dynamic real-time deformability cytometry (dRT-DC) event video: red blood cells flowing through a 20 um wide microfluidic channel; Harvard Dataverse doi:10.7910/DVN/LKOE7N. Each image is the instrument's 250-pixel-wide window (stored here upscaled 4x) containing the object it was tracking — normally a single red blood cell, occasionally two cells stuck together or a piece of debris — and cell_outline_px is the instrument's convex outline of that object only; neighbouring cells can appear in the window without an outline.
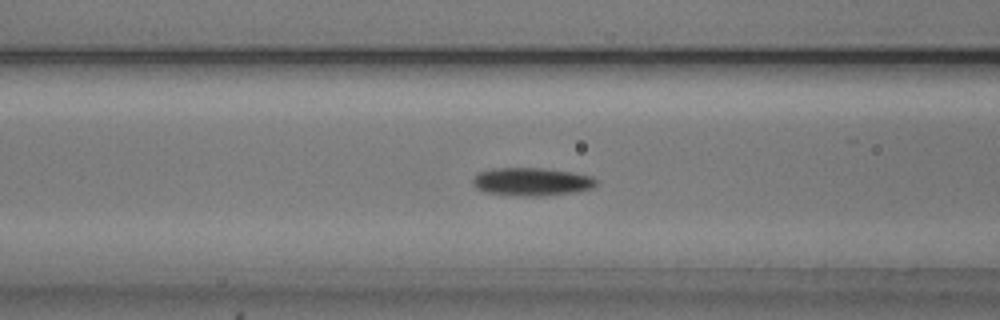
{"species": "common noctule bat (a hibernating species)", "species_latin": "Nyctalus noctula", "temperature_condition": "cold", "stored_images_in_passage": 53, "camera_frame_rate_fps": 3000, "um_per_image_px": 0.085, "animal": {"sex": "male", "body_mass_g": 20.5, "forearm_length_mm": 52.5}, "frame": {"image": 1, "passage_image": 21, "time_ms": 6.667, "image_size_px": [1000, 320], "cell_outline_px": [[600, 180], [592, 188], [576, 192], [540, 196], [520, 196], [484, 192], [476, 188], [472, 184], [472, 180], [480, 172], [492, 168], [544, 168], [572, 172], [592, 176]], "centroid_in_image_um": [45.22, 15.44], "position_along_channel_um": 121.4, "area_um2": 20.35}}
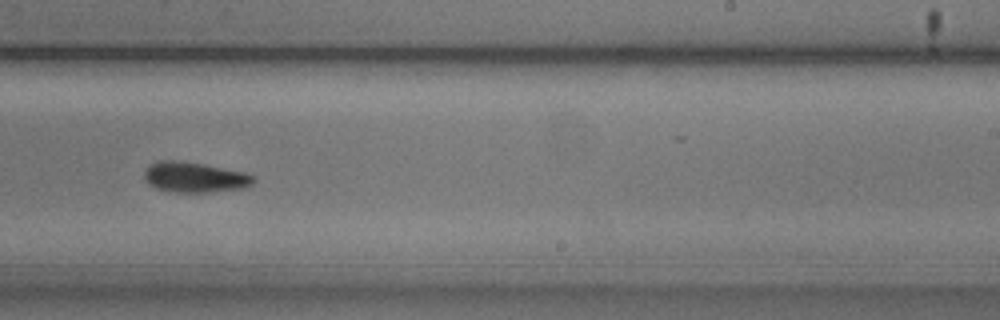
{"frame": {"image": 2, "passage_image": 33, "time_ms": 10.667, "image_size_px": [1000, 320], "cell_outline_px": [[256, 180], [252, 184], [244, 188], [208, 192], [172, 192], [156, 188], [148, 184], [144, 180], [144, 172], [152, 164], [160, 160], [180, 160], [204, 164], [244, 172], [256, 176]], "centroid_in_image_um": [16.56, 15.06], "position_along_channel_um": 272.4, "area_um2": 19.42}}
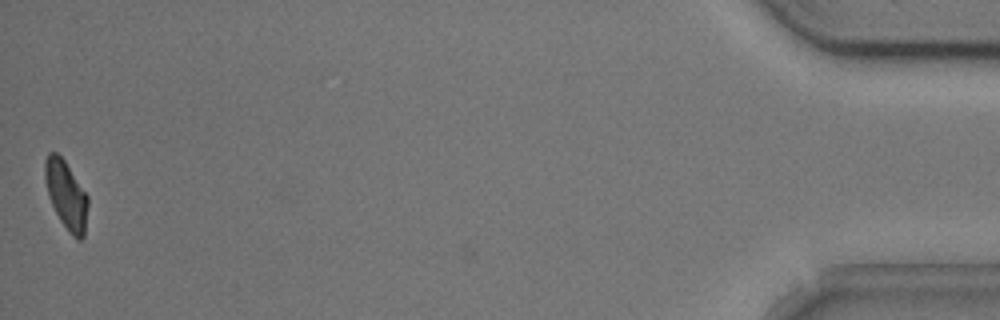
{"frame": {"image": 3, "passage_image": 53, "time_ms": 17.333, "image_size_px": [1000, 320], "cell_outline_px": [[88, 204], [84, 236], [80, 240], [76, 240], [72, 236], [60, 220], [48, 196], [44, 176], [44, 160], [48, 152], [56, 152], [64, 160], [88, 196]], "centroid_in_image_um": [5.61, 16.57], "position_along_channel_um": 429.6, "area_um2": 17.05}, "authors_computed_cell_mechanics": {"area_um2": 19.0162, "velocity_mm_per_s": 3.7734, "shape_relaxation_time_tau1_ms": 4.4551, "shape_relaxation_time_tau2_ms": null, "deformation_change_tau1": 0.1059, "deformation_change_tau2": null}}